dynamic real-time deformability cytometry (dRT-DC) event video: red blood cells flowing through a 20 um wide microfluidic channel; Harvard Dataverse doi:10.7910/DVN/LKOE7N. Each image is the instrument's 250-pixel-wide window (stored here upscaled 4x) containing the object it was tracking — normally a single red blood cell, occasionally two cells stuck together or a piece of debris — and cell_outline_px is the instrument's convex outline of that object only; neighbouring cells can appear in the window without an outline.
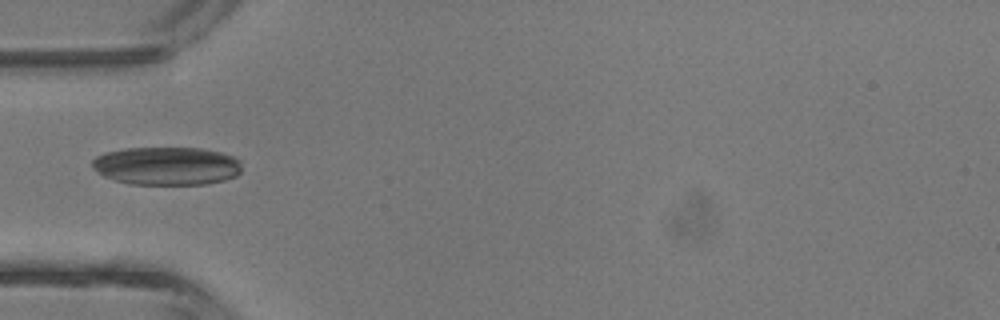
{"species": "common noctule bat (a hibernating species)", "species_latin": "Nyctalus noctula", "temperature_condition": "room temperature", "stored_images_in_passage": 5, "camera_frame_rate_fps": 3000, "um_per_image_px": 0.085, "animal": {"sex": "male", "body_mass_g": 13.3}, "frame": {"image": 1, "passage_image": 4, "time_ms": 3.667, "image_size_px": [1000, 320], "cell_outline_px": [[240, 172], [236, 176], [224, 180], [204, 184], [132, 184], [116, 180], [104, 176], [92, 168], [92, 160], [96, 156], [104, 152], [124, 148], [200, 148], [220, 152], [232, 156], [240, 160]], "centroid_in_image_um": [14.15, 14.09], "position_along_channel_um": 70.8, "area_um2": 33.29}}
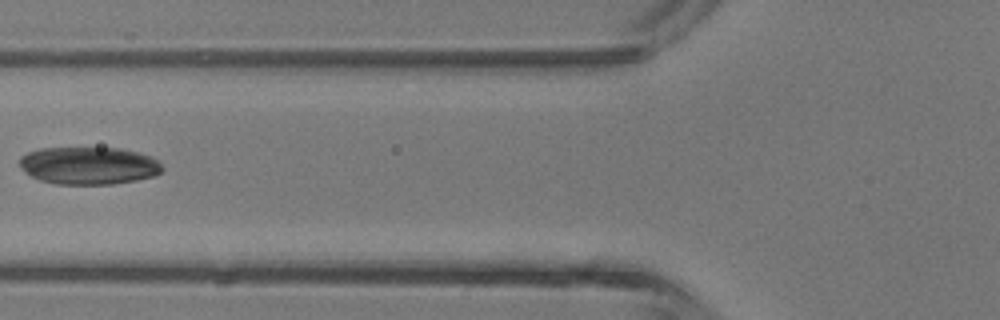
{"frame": {"image": 2, "passage_image": 5, "time_ms": 4.667, "image_size_px": [1000, 320], "cell_outline_px": [[164, 168], [156, 176], [136, 180], [112, 184], [56, 184], [40, 180], [32, 176], [20, 168], [20, 156], [28, 152], [40, 148], [120, 148], [140, 152], [152, 156], [160, 160]], "centroid_in_image_um": [7.59, 14.07], "position_along_channel_um": 118.2, "area_um2": 31.56}}